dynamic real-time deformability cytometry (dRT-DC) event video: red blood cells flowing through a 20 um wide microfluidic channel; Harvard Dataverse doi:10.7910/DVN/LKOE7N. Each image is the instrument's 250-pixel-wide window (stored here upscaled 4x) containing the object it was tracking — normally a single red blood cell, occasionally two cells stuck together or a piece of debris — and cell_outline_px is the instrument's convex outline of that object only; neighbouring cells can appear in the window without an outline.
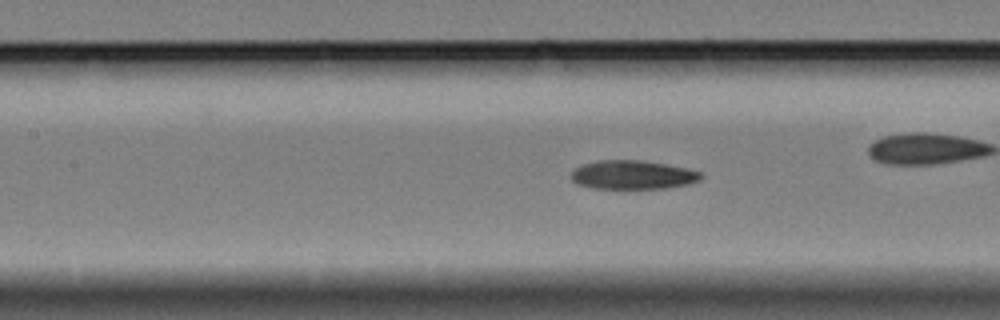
{"species": "Egyptian fruit bat (a non-hibernating species)", "species_latin": "Rousettus aegyptiacus", "temperature_condition": "cold", "stored_images_in_passage": 49, "camera_frame_rate_fps": 3000, "um_per_image_px": 0.085, "animal": {"sex": "female"}, "frame": {"image": 1, "passage_image": 15, "time_ms": 4.667, "image_size_px": [1000, 320], "cell_outline_px": [[704, 176], [700, 180], [688, 184], [664, 188], [592, 188], [576, 184], [568, 176], [576, 168], [584, 164], [600, 160], [640, 160], [688, 168], [700, 172]], "centroid_in_image_um": [53.77, 14.86], "position_along_channel_um": 153.6, "area_um2": 21.73}}
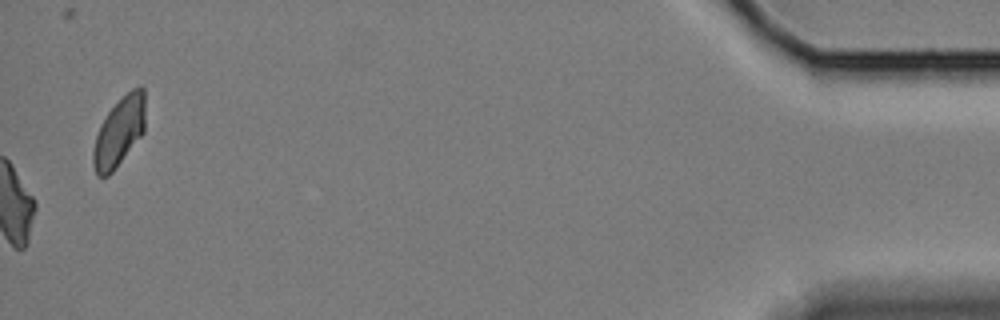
{"frame": {"image": 2, "passage_image": 49, "time_ms": 16.0, "image_size_px": [1000, 320], "cell_outline_px": [[144, 132], [112, 172], [108, 176], [96, 176], [92, 164], [92, 152], [96, 136], [100, 124], [108, 112], [132, 88], [140, 84], [144, 88]], "centroid_in_image_um": [10.11, 11.21], "position_along_channel_um": 425.1, "area_um2": 20.81}, "authors_computed_cell_mechanics": {"area_um2": 21.964, "velocity_mm_per_s": 3.3517, "shape_relaxation_time_tau1_ms": 6.5439, "shape_relaxation_time_tau2_ms": null, "deformation_change_tau1": 0.1799, "deformation_change_tau2": null}}